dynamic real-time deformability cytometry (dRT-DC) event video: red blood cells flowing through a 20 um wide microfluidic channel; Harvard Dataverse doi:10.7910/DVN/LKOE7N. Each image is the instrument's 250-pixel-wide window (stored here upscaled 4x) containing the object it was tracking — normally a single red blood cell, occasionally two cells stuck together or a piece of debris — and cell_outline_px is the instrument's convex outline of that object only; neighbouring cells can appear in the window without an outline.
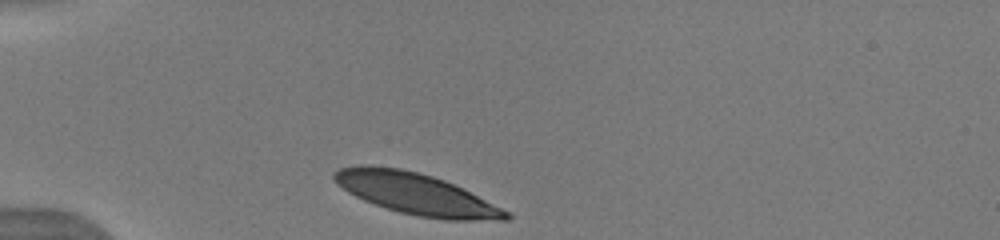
{"species": "human", "species_latin": "Homo sapiens", "temperature_condition": "warm", "stored_images_in_passage": 8, "camera_frame_rate_fps": 3000, "um_per_image_px": 0.085, "donor": {"sex": "male"}, "frame": {"image": 1, "passage_image": 1, "time_ms": 0.0, "image_size_px": [1000, 240], "cell_outline_px": [[512, 216], [508, 220], [448, 220], [420, 216], [400, 212], [364, 200], [348, 192], [332, 176], [332, 172], [340, 168], [360, 164], [368, 164], [400, 168], [432, 176], [444, 180], [508, 212]], "centroid_in_image_um": [35.31, 16.46], "position_along_channel_um": 49.7, "area_um2": 40.52}}
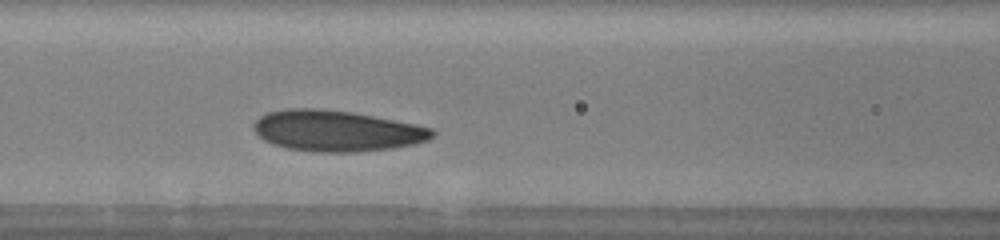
{"frame": {"image": 2, "passage_image": 5, "time_ms": 3.0, "image_size_px": [1000, 240], "cell_outline_px": [[436, 132], [428, 140], [412, 144], [392, 148], [360, 152], [312, 152], [288, 148], [272, 144], [264, 140], [252, 128], [252, 124], [260, 116], [268, 112], [288, 108], [320, 108], [352, 112], [416, 124], [432, 128]], "centroid_in_image_um": [28.59, 11.12], "position_along_channel_um": 138.0, "area_um2": 42.77}}